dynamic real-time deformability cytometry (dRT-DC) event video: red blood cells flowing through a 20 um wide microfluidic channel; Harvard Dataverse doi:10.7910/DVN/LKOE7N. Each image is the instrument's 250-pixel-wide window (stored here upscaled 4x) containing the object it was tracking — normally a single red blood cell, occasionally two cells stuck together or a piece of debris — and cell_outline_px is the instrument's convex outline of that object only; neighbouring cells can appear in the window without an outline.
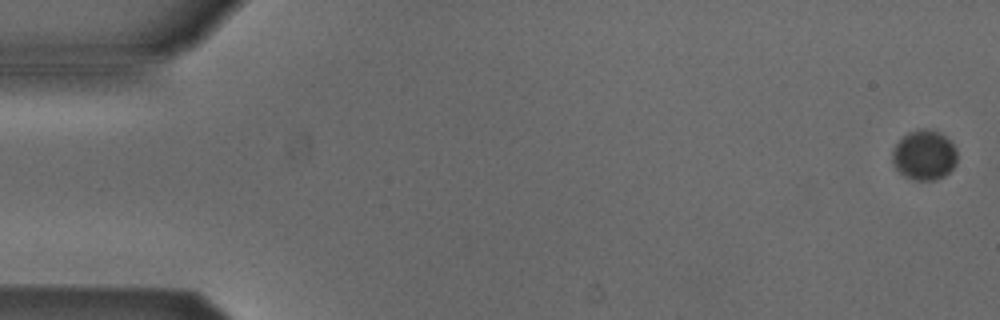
{"species": "Egyptian fruit bat (a non-hibernating species)", "species_latin": "Rousettus aegyptiacus", "temperature_condition": "cold", "stored_images_in_passage": 5, "camera_frame_rate_fps": 3000, "um_per_image_px": 0.085, "animal": {"sex": "male"}, "frame": {"image": 1, "passage_image": 1, "time_ms": 0.0, "image_size_px": [1000, 320], "cell_outline_px": [[956, 164], [944, 176], [936, 180], [916, 180], [904, 176], [896, 168], [892, 160], [892, 152], [896, 144], [908, 132], [920, 128], [928, 128], [940, 132], [956, 148]], "centroid_in_image_um": [78.56, 13.18], "position_along_channel_um": 6.4, "area_um2": 18.79}}
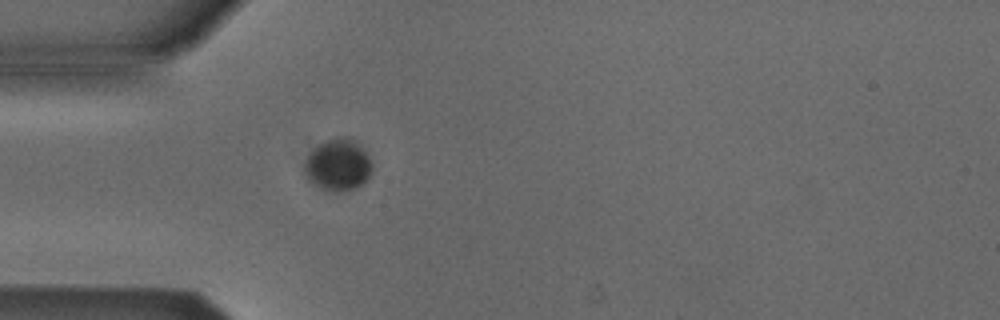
{"frame": {"image": 2, "passage_image": 5, "time_ms": 1.333, "image_size_px": [1000, 320], "cell_outline_px": [[372, 172], [356, 188], [340, 192], [332, 192], [320, 188], [312, 184], [304, 176], [304, 164], [308, 156], [316, 144], [336, 136], [344, 136], [352, 140], [368, 156], [372, 164]], "centroid_in_image_um": [28.67, 14.03], "position_along_channel_um": 56.3, "area_um2": 20.4}}